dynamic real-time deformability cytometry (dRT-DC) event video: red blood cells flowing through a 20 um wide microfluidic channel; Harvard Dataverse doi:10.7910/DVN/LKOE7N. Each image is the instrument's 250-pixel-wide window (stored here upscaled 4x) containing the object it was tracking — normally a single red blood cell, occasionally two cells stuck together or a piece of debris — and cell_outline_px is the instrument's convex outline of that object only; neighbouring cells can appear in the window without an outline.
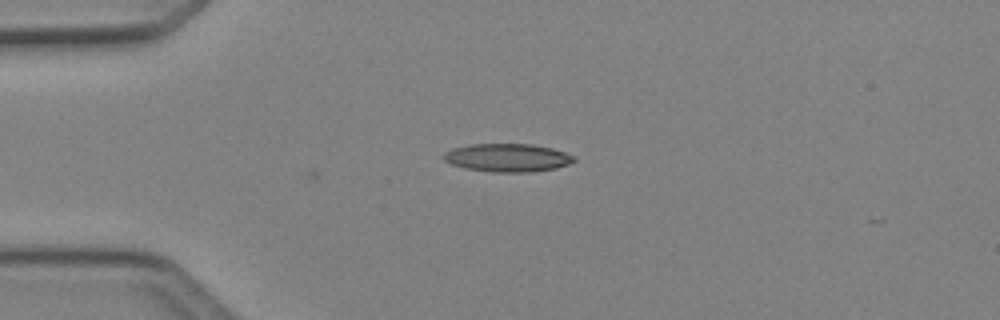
{"species": "Egyptian fruit bat (a non-hibernating species)", "species_latin": "Rousettus aegyptiacus", "temperature_condition": "cold", "stored_images_in_passage": 2, "camera_frame_rate_fps": 3000, "um_per_image_px": 0.085, "animal": {"sex": "female"}, "frame": {"image": 1, "passage_image": 2, "time_ms": 0.333, "image_size_px": [1000, 320], "cell_outline_px": [[576, 160], [568, 164], [556, 168], [532, 172], [492, 172], [464, 168], [452, 164], [444, 160], [440, 156], [444, 152], [452, 148], [472, 144], [532, 144], [552, 148], [576, 156]], "centroid_in_image_um": [43.12, 13.4], "position_along_channel_um": 41.9, "area_um2": 21.56}}